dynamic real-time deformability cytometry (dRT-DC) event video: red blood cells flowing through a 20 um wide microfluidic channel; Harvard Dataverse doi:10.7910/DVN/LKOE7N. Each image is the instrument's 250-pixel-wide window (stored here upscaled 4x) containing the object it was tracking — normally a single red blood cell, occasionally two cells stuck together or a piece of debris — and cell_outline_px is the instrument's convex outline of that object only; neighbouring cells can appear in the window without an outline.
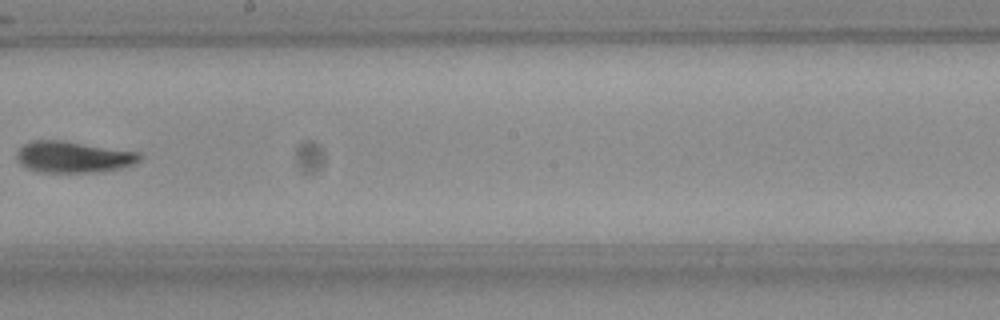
{"species": "Egyptian fruit bat (a non-hibernating species)", "species_latin": "Rousettus aegyptiacus", "temperature_condition": "room temperature", "stored_images_in_passage": 8, "camera_frame_rate_fps": 3000, "um_per_image_px": 0.085, "frame": {"image": 1, "passage_image": 7, "time_ms": 2.0, "image_size_px": [1000, 320], "cell_outline_px": [[144, 156], [140, 160], [132, 164], [120, 168], [96, 172], [36, 172], [20, 164], [16, 156], [16, 152], [24, 144], [32, 140], [60, 140], [140, 152]], "centroid_in_image_um": [6.22, 13.34], "position_along_channel_um": 242.0, "area_um2": 22.48}}
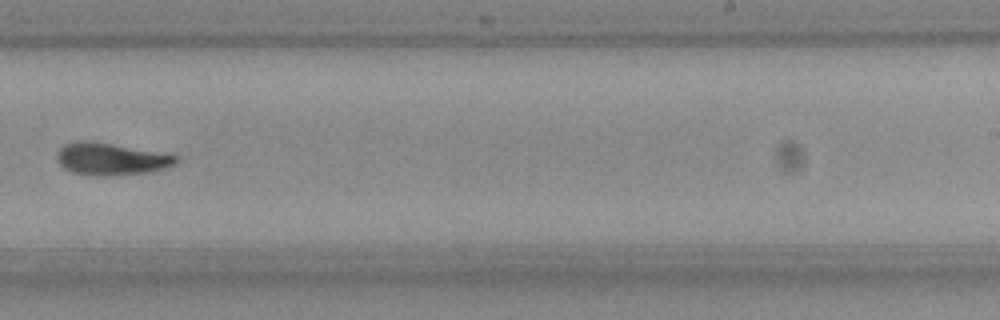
{"frame": {"image": 2, "passage_image": 8, "time_ms": 2.333, "image_size_px": [1000, 320], "cell_outline_px": [[180, 160], [176, 164], [144, 172], [120, 176], [88, 176], [72, 172], [64, 168], [60, 164], [56, 156], [60, 148], [64, 144], [76, 140], [84, 140], [108, 144], [176, 156]], "centroid_in_image_um": [9.33, 13.54], "position_along_channel_um": 279.7, "area_um2": 21.85}}